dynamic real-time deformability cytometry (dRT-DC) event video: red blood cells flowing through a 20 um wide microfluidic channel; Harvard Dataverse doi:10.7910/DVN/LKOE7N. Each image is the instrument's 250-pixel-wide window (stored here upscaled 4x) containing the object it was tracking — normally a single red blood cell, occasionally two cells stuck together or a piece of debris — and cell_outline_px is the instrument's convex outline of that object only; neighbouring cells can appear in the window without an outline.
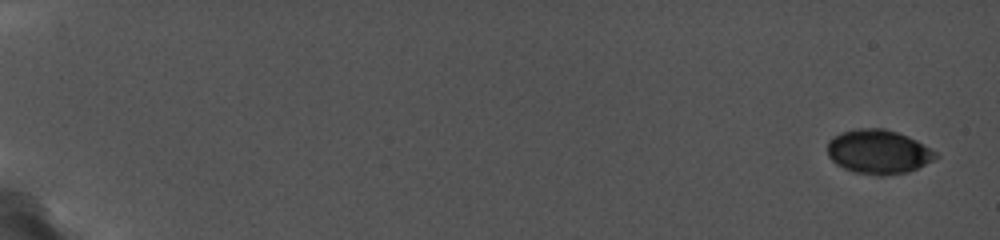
{"species": "common noctule bat (a hibernating species)", "species_latin": "Nyctalus noctula", "temperature_condition": "cold", "stored_images_in_passage": 11, "camera_frame_rate_fps": 5000, "um_per_image_px": 0.085, "animal": {"sex": "female", "body_mass_g": 19.0, "forearm_length_mm": 56.7}, "frame": {"image": 1, "passage_image": 1, "time_ms": 0.0, "image_size_px": [1000, 240], "cell_outline_px": [[940, 156], [936, 160], [908, 172], [884, 176], [876, 176], [852, 172], [836, 164], [828, 156], [828, 140], [844, 132], [860, 128], [884, 128], [908, 136], [924, 144], [936, 152]], "centroid_in_image_um": [74.7, 12.92], "position_along_channel_um": 10.3, "area_um2": 28.03}}
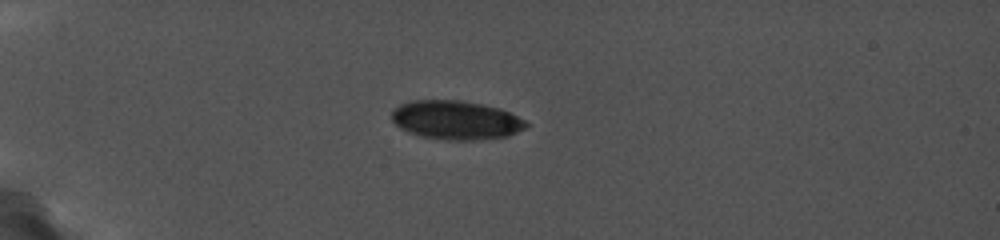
{"frame": {"image": 2, "passage_image": 10, "time_ms": 5.2, "image_size_px": [1000, 240], "cell_outline_px": [[528, 124], [524, 128], [508, 136], [488, 140], [444, 140], [420, 136], [408, 132], [400, 128], [392, 120], [392, 112], [400, 104], [416, 100], [456, 100], [480, 104], [496, 108], [508, 112], [524, 120]], "centroid_in_image_um": [38.74, 10.23], "position_along_channel_um": 46.3, "area_um2": 30.23}}